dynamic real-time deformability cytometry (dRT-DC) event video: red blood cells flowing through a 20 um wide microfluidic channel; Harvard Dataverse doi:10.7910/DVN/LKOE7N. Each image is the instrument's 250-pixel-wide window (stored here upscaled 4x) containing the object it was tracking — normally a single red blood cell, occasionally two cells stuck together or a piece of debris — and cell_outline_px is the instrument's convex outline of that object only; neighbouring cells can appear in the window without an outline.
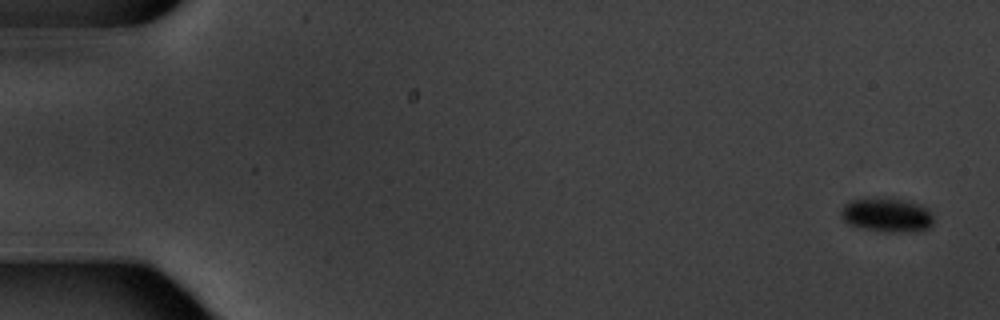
{"species": "common noctule bat (a hibernating species)", "species_latin": "Nyctalus noctula", "temperature_condition": "warm", "stored_images_in_passage": 8, "camera_frame_rate_fps": 3000, "um_per_image_px": 0.085, "animal": {"sex": "male", "body_mass_g": 20.1, "forearm_length_mm": 53.5}, "frame": {"image": 1, "passage_image": 1, "time_ms": 0.0, "image_size_px": [1000, 320], "cell_outline_px": [[932, 224], [928, 228], [916, 232], [884, 232], [864, 228], [848, 224], [840, 216], [840, 212], [844, 204], [848, 200], [900, 200], [920, 204], [928, 208], [932, 216]], "centroid_in_image_um": [75.39, 18.32], "position_along_channel_um": 9.6, "area_um2": 17.98}}
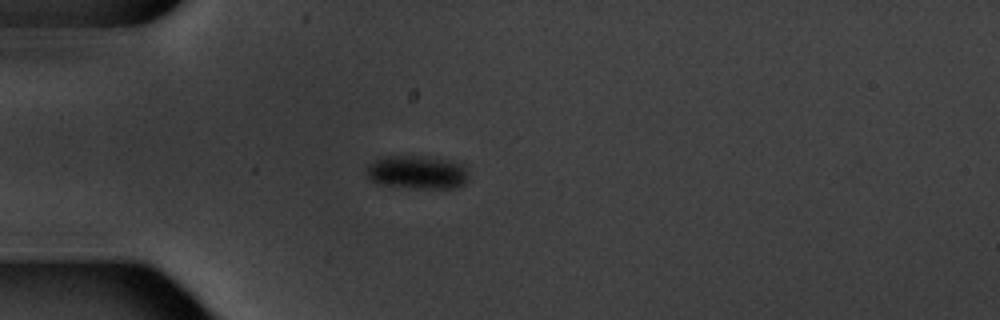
{"frame": {"image": 2, "passage_image": 5, "time_ms": 5.0, "image_size_px": [1000, 320], "cell_outline_px": [[468, 180], [464, 184], [452, 188], [416, 188], [380, 184], [372, 180], [364, 172], [368, 164], [380, 156], [428, 156], [464, 164], [468, 172]], "centroid_in_image_um": [35.45, 14.63], "position_along_channel_um": 49.5, "area_um2": 20.06}}